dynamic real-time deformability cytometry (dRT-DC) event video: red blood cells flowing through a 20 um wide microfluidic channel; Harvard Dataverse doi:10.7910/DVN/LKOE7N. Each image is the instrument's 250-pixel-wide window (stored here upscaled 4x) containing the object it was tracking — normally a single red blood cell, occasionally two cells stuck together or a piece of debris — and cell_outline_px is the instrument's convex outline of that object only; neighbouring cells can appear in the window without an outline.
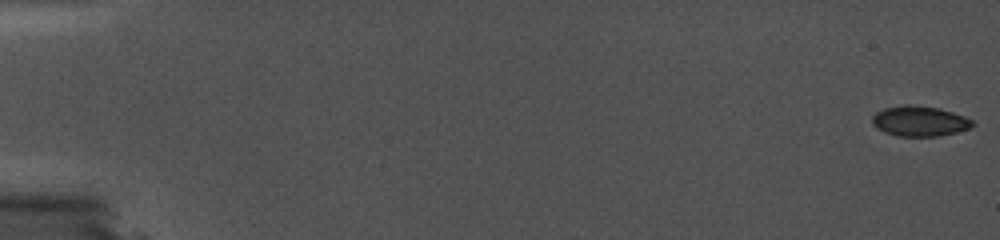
{"species": "common noctule bat (a hibernating species)", "species_latin": "Nyctalus noctula", "temperature_condition": "cold", "stored_images_in_passage": 67, "camera_frame_rate_fps": 5000, "um_per_image_px": 0.085, "animal": {"sex": "female", "body_mass_g": 19.0, "forearm_length_mm": 56.7}, "frame": {"image": 1, "passage_image": 1, "time_ms": 0.0, "image_size_px": [1000, 240], "cell_outline_px": [[976, 124], [972, 128], [940, 136], [896, 136], [884, 132], [876, 128], [872, 124], [872, 116], [876, 112], [884, 108], [904, 104], [908, 104], [940, 108], [964, 116], [972, 120]], "centroid_in_image_um": [78.16, 10.3], "position_along_channel_um": 6.8, "area_um2": 17.92}}
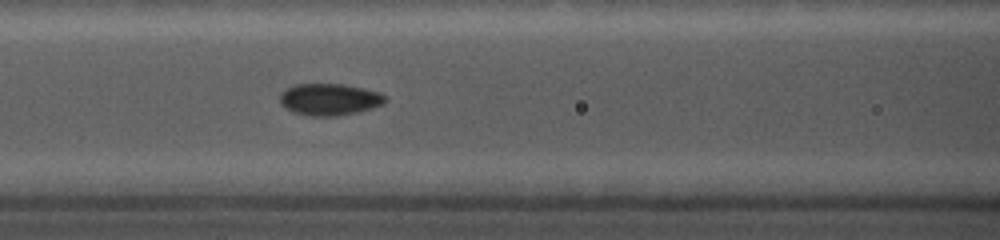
{"frame": {"image": 2, "passage_image": 43, "time_ms": 8.4, "image_size_px": [1000, 240], "cell_outline_px": [[388, 100], [384, 104], [372, 108], [356, 112], [336, 116], [312, 116], [292, 112], [280, 104], [280, 92], [284, 88], [296, 84], [344, 84], [364, 88], [380, 92], [388, 96]], "centroid_in_image_um": [28.02, 8.44], "position_along_channel_um": 138.6, "area_um2": 19.83}}
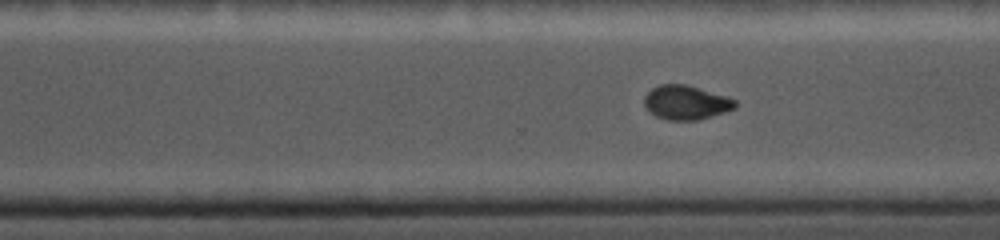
{"frame": {"image": 3, "passage_image": 66, "time_ms": 13.0, "image_size_px": [1000, 240], "cell_outline_px": [[736, 108], [724, 112], [696, 120], [668, 120], [656, 116], [648, 112], [644, 104], [644, 96], [652, 88], [660, 84], [688, 84], [736, 100]], "centroid_in_image_um": [58.27, 8.71], "position_along_channel_um": 312.3, "area_um2": 18.03}}